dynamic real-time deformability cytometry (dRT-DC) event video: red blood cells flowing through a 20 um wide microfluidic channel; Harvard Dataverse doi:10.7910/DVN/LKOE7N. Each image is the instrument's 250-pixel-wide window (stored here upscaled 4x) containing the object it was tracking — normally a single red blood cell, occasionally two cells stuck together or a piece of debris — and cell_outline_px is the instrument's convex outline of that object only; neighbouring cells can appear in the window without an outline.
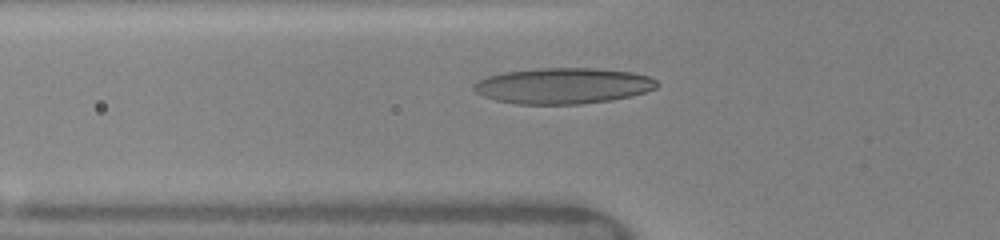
{"species": "human", "species_latin": "Homo sapiens", "temperature_condition": "warm", "stored_images_in_passage": 24, "camera_frame_rate_fps": 3000, "um_per_image_px": 0.085, "donor": {"sex": "female"}, "frame": {"image": 1, "passage_image": 12, "time_ms": 4.333, "image_size_px": [1000, 240], "cell_outline_px": [[660, 84], [656, 88], [644, 92], [612, 100], [580, 104], [516, 104], [496, 100], [484, 96], [476, 92], [472, 88], [472, 84], [488, 76], [504, 72], [536, 68], [596, 68], [632, 72], [648, 76], [656, 80]], "centroid_in_image_um": [47.86, 7.29], "position_along_channel_um": 77.9, "area_um2": 38.32}}
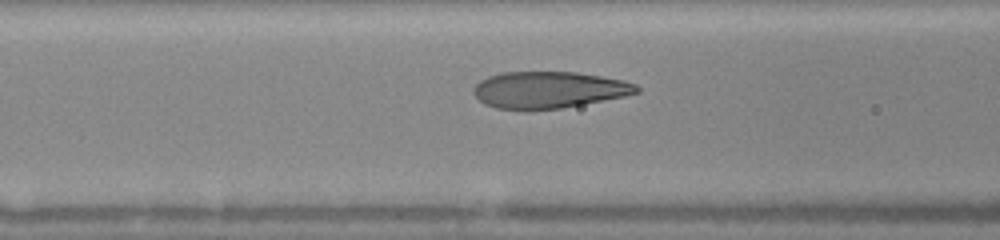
{"frame": {"image": 2, "passage_image": 15, "time_ms": 5.333, "image_size_px": [1000, 240], "cell_outline_px": [[640, 92], [624, 96], [560, 108], [528, 112], [496, 108], [484, 104], [472, 92], [472, 88], [480, 80], [488, 76], [500, 72], [576, 72], [624, 80], [636, 84], [640, 88]], "centroid_in_image_um": [46.59, 7.65], "position_along_channel_um": 120.0, "area_um2": 35.32}}
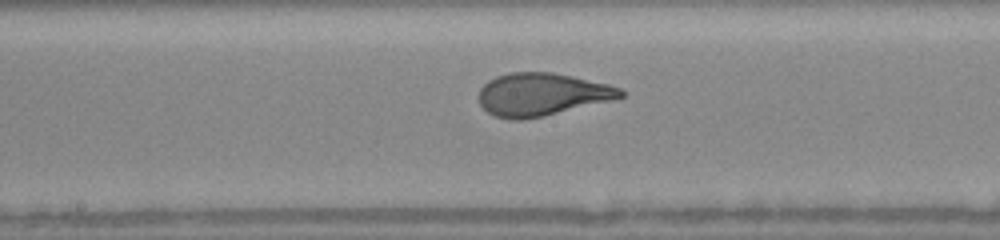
{"frame": {"image": 3, "passage_image": 20, "time_ms": 7.333, "image_size_px": [1000, 240], "cell_outline_px": [[624, 96], [612, 100], [544, 116], [520, 120], [512, 120], [496, 116], [488, 112], [480, 104], [480, 88], [488, 80], [496, 76], [508, 72], [552, 72], [572, 76], [608, 84], [620, 88], [624, 92]], "centroid_in_image_um": [46.05, 8.02], "position_along_channel_um": 202.2, "area_um2": 35.2}}